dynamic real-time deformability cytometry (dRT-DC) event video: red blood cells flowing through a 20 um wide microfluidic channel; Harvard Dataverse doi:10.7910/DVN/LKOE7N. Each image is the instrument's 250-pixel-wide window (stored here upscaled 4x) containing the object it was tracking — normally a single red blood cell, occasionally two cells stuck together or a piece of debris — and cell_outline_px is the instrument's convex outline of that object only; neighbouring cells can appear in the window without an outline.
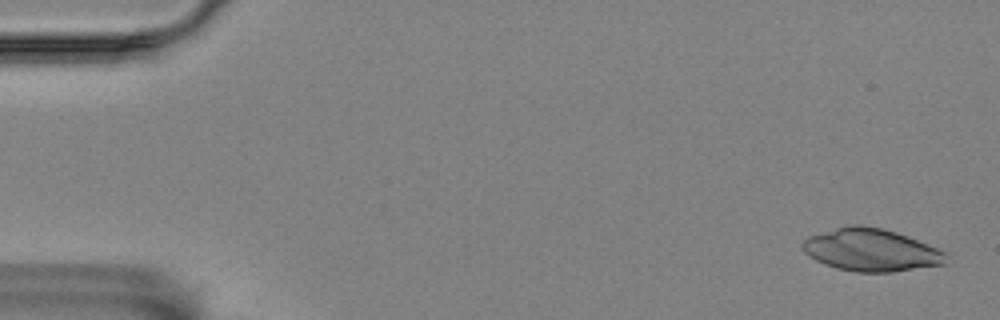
{"species": "Egyptian fruit bat (a non-hibernating species)", "species_latin": "Rousettus aegyptiacus", "temperature_condition": "room temperature", "stored_images_in_passage": 5, "camera_frame_rate_fps": 3000, "um_per_image_px": 0.085, "animal": {"sex": "female"}, "frame": {"image": 1, "passage_image": 1, "time_ms": 0.0, "image_size_px": [1000, 320], "cell_outline_px": [[952, 256], [944, 264], [892, 272], [856, 272], [836, 268], [824, 264], [808, 256], [804, 252], [800, 244], [808, 236], [848, 224], [860, 224], [880, 228], [896, 232], [936, 248]], "centroid_in_image_um": [74.01, 21.25], "position_along_channel_um": 11.0, "area_um2": 35.6}}